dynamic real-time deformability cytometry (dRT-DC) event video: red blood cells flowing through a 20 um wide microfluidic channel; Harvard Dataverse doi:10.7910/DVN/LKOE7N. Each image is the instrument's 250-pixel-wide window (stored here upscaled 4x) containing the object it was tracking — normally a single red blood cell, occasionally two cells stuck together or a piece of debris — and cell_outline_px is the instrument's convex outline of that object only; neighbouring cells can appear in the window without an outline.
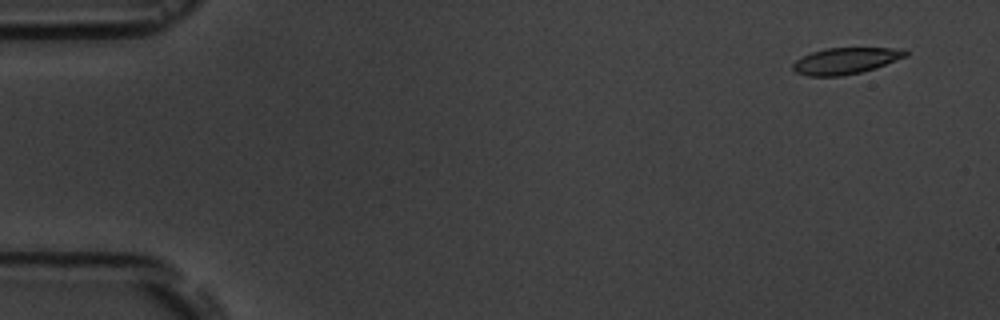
{"species": "common noctule bat (a hibernating species)", "species_latin": "Nyctalus noctula", "temperature_condition": "room temperature", "stored_images_in_passage": 5, "camera_frame_rate_fps": 3000, "um_per_image_px": 0.085, "animal": {"sex": "male", "body_mass_g": 19.5, "forearm_length_mm": 54.6}, "frame": {"image": 1, "passage_image": 1, "time_ms": 0.0, "image_size_px": [1000, 320], "cell_outline_px": [[908, 56], [876, 68], [860, 72], [840, 76], [808, 76], [796, 72], [792, 68], [792, 64], [796, 60], [812, 52], [824, 48], [892, 48], [908, 52]], "centroid_in_image_um": [71.86, 5.17], "position_along_channel_um": 13.1, "area_um2": 17.17}}